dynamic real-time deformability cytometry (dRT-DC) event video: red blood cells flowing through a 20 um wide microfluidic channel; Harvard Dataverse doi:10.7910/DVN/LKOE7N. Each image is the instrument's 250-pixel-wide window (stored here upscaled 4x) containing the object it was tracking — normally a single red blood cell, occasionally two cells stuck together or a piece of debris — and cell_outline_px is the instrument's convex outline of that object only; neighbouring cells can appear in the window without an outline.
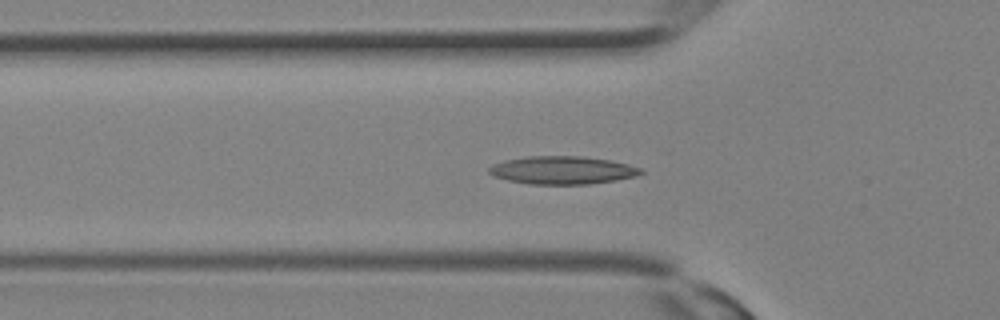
{"species": "Egyptian fruit bat (a non-hibernating species)", "species_latin": "Rousettus aegyptiacus", "temperature_condition": "room temperature", "stored_images_in_passage": 11, "camera_frame_rate_fps": 3000, "um_per_image_px": 0.085, "animal": {"sex": "female"}, "frame": {"image": 1, "passage_image": 10, "time_ms": 3.0, "image_size_px": [1000, 320], "cell_outline_px": [[644, 172], [636, 176], [616, 180], [588, 184], [528, 184], [508, 180], [496, 176], [488, 172], [488, 168], [492, 164], [504, 160], [528, 156], [580, 156], [608, 160], [628, 164], [640, 168]], "centroid_in_image_um": [47.79, 14.46], "position_along_channel_um": 78.0, "area_um2": 24.62}}